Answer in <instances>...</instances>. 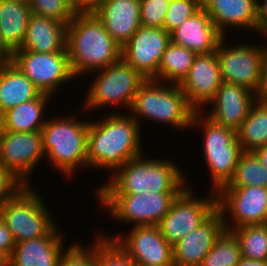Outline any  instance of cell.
I'll return each mask as SVG.
<instances>
[{"instance_id": "6da1fadb", "label": "cell", "mask_w": 267, "mask_h": 266, "mask_svg": "<svg viewBox=\"0 0 267 266\" xmlns=\"http://www.w3.org/2000/svg\"><path fill=\"white\" fill-rule=\"evenodd\" d=\"M66 50L74 76L104 69L121 59V46L94 12L75 13L67 24Z\"/></svg>"}, {"instance_id": "7a4b0ae2", "label": "cell", "mask_w": 267, "mask_h": 266, "mask_svg": "<svg viewBox=\"0 0 267 266\" xmlns=\"http://www.w3.org/2000/svg\"><path fill=\"white\" fill-rule=\"evenodd\" d=\"M137 117L110 115L102 122H89L88 165L117 169L141 155Z\"/></svg>"}, {"instance_id": "3957f363", "label": "cell", "mask_w": 267, "mask_h": 266, "mask_svg": "<svg viewBox=\"0 0 267 266\" xmlns=\"http://www.w3.org/2000/svg\"><path fill=\"white\" fill-rule=\"evenodd\" d=\"M141 158L131 159L117 168V175L98 194L180 193L184 189L182 173L175 164Z\"/></svg>"}, {"instance_id": "277c9868", "label": "cell", "mask_w": 267, "mask_h": 266, "mask_svg": "<svg viewBox=\"0 0 267 266\" xmlns=\"http://www.w3.org/2000/svg\"><path fill=\"white\" fill-rule=\"evenodd\" d=\"M157 83V80L146 79L140 85L130 107L131 111L155 121L170 123L177 128L198 124L199 111L188 104L181 87L178 84L172 88L163 87Z\"/></svg>"}, {"instance_id": "5b68a950", "label": "cell", "mask_w": 267, "mask_h": 266, "mask_svg": "<svg viewBox=\"0 0 267 266\" xmlns=\"http://www.w3.org/2000/svg\"><path fill=\"white\" fill-rule=\"evenodd\" d=\"M66 119V120H65ZM46 121L42 132L43 152L57 169L66 174L77 165L87 164V136L89 123L75 122V118Z\"/></svg>"}, {"instance_id": "8992f818", "label": "cell", "mask_w": 267, "mask_h": 266, "mask_svg": "<svg viewBox=\"0 0 267 266\" xmlns=\"http://www.w3.org/2000/svg\"><path fill=\"white\" fill-rule=\"evenodd\" d=\"M36 195L26 185L0 207V217L15 243L44 237L57 227L54 221L52 223L44 202Z\"/></svg>"}, {"instance_id": "52a82bcc", "label": "cell", "mask_w": 267, "mask_h": 266, "mask_svg": "<svg viewBox=\"0 0 267 266\" xmlns=\"http://www.w3.org/2000/svg\"><path fill=\"white\" fill-rule=\"evenodd\" d=\"M178 194L149 191L142 194H98V197L120 221H134L135 226H157Z\"/></svg>"}, {"instance_id": "ba28073f", "label": "cell", "mask_w": 267, "mask_h": 266, "mask_svg": "<svg viewBox=\"0 0 267 266\" xmlns=\"http://www.w3.org/2000/svg\"><path fill=\"white\" fill-rule=\"evenodd\" d=\"M204 157L215 182L214 193L233 178L238 159L243 152L236 130L219 125L209 117L205 120ZM216 191V192H215Z\"/></svg>"}, {"instance_id": "9c48e42d", "label": "cell", "mask_w": 267, "mask_h": 266, "mask_svg": "<svg viewBox=\"0 0 267 266\" xmlns=\"http://www.w3.org/2000/svg\"><path fill=\"white\" fill-rule=\"evenodd\" d=\"M12 63L42 94L51 95L59 84L75 77L66 49L54 53L15 50Z\"/></svg>"}, {"instance_id": "30bf717a", "label": "cell", "mask_w": 267, "mask_h": 266, "mask_svg": "<svg viewBox=\"0 0 267 266\" xmlns=\"http://www.w3.org/2000/svg\"><path fill=\"white\" fill-rule=\"evenodd\" d=\"M102 70L105 71H101V75L90 88L87 107L98 108L107 104L123 103L130 108L135 94L146 78L122 58Z\"/></svg>"}, {"instance_id": "8fae6325", "label": "cell", "mask_w": 267, "mask_h": 266, "mask_svg": "<svg viewBox=\"0 0 267 266\" xmlns=\"http://www.w3.org/2000/svg\"><path fill=\"white\" fill-rule=\"evenodd\" d=\"M189 189H183L172 202L169 211L158 223L162 236L170 245L176 244L197 229L217 210V195L198 200Z\"/></svg>"}, {"instance_id": "7c38bea8", "label": "cell", "mask_w": 267, "mask_h": 266, "mask_svg": "<svg viewBox=\"0 0 267 266\" xmlns=\"http://www.w3.org/2000/svg\"><path fill=\"white\" fill-rule=\"evenodd\" d=\"M171 42V33L164 28L141 25L121 47V58L146 79H154L162 55Z\"/></svg>"}, {"instance_id": "4fadbf2b", "label": "cell", "mask_w": 267, "mask_h": 266, "mask_svg": "<svg viewBox=\"0 0 267 266\" xmlns=\"http://www.w3.org/2000/svg\"><path fill=\"white\" fill-rule=\"evenodd\" d=\"M223 39L224 37L216 48L222 80L243 86L251 92L256 91V95H259L263 48L239 45L226 49L222 45Z\"/></svg>"}, {"instance_id": "5bb4252c", "label": "cell", "mask_w": 267, "mask_h": 266, "mask_svg": "<svg viewBox=\"0 0 267 266\" xmlns=\"http://www.w3.org/2000/svg\"><path fill=\"white\" fill-rule=\"evenodd\" d=\"M44 155L42 132L3 131L0 139V164L25 185L26 175Z\"/></svg>"}, {"instance_id": "9a60e30c", "label": "cell", "mask_w": 267, "mask_h": 266, "mask_svg": "<svg viewBox=\"0 0 267 266\" xmlns=\"http://www.w3.org/2000/svg\"><path fill=\"white\" fill-rule=\"evenodd\" d=\"M129 236L114 240L139 266H174L173 246L160 233L158 226H133Z\"/></svg>"}, {"instance_id": "2e32d148", "label": "cell", "mask_w": 267, "mask_h": 266, "mask_svg": "<svg viewBox=\"0 0 267 266\" xmlns=\"http://www.w3.org/2000/svg\"><path fill=\"white\" fill-rule=\"evenodd\" d=\"M216 194L217 209L222 215H226V209L234 215L236 224L233 229L263 224L267 208V187H222Z\"/></svg>"}, {"instance_id": "e0dca14e", "label": "cell", "mask_w": 267, "mask_h": 266, "mask_svg": "<svg viewBox=\"0 0 267 266\" xmlns=\"http://www.w3.org/2000/svg\"><path fill=\"white\" fill-rule=\"evenodd\" d=\"M223 80L217 53L197 54L188 75L179 84L188 104L198 111V106L214 98Z\"/></svg>"}, {"instance_id": "ac0fdd59", "label": "cell", "mask_w": 267, "mask_h": 266, "mask_svg": "<svg viewBox=\"0 0 267 266\" xmlns=\"http://www.w3.org/2000/svg\"><path fill=\"white\" fill-rule=\"evenodd\" d=\"M225 217L217 209L197 229L173 245L174 266H200L216 239L225 230Z\"/></svg>"}, {"instance_id": "d6986e66", "label": "cell", "mask_w": 267, "mask_h": 266, "mask_svg": "<svg viewBox=\"0 0 267 266\" xmlns=\"http://www.w3.org/2000/svg\"><path fill=\"white\" fill-rule=\"evenodd\" d=\"M251 95L253 93L247 88L223 81L210 101L216 103L209 118L219 125L237 130L255 102Z\"/></svg>"}, {"instance_id": "ffe728a7", "label": "cell", "mask_w": 267, "mask_h": 266, "mask_svg": "<svg viewBox=\"0 0 267 266\" xmlns=\"http://www.w3.org/2000/svg\"><path fill=\"white\" fill-rule=\"evenodd\" d=\"M94 13L121 47L141 26L140 0H104Z\"/></svg>"}, {"instance_id": "44dd1931", "label": "cell", "mask_w": 267, "mask_h": 266, "mask_svg": "<svg viewBox=\"0 0 267 266\" xmlns=\"http://www.w3.org/2000/svg\"><path fill=\"white\" fill-rule=\"evenodd\" d=\"M223 37L203 8L171 32V41L174 44L197 54L215 52Z\"/></svg>"}, {"instance_id": "7402d4cb", "label": "cell", "mask_w": 267, "mask_h": 266, "mask_svg": "<svg viewBox=\"0 0 267 266\" xmlns=\"http://www.w3.org/2000/svg\"><path fill=\"white\" fill-rule=\"evenodd\" d=\"M61 244L56 228L44 237L17 242L6 266H58Z\"/></svg>"}, {"instance_id": "603a6c76", "label": "cell", "mask_w": 267, "mask_h": 266, "mask_svg": "<svg viewBox=\"0 0 267 266\" xmlns=\"http://www.w3.org/2000/svg\"><path fill=\"white\" fill-rule=\"evenodd\" d=\"M67 24L55 20L31 14L24 43L17 50L34 52H63L66 49Z\"/></svg>"}, {"instance_id": "cb8c5ba5", "label": "cell", "mask_w": 267, "mask_h": 266, "mask_svg": "<svg viewBox=\"0 0 267 266\" xmlns=\"http://www.w3.org/2000/svg\"><path fill=\"white\" fill-rule=\"evenodd\" d=\"M257 0H208L202 7L217 30L224 35L225 25L258 30Z\"/></svg>"}, {"instance_id": "d4e9b609", "label": "cell", "mask_w": 267, "mask_h": 266, "mask_svg": "<svg viewBox=\"0 0 267 266\" xmlns=\"http://www.w3.org/2000/svg\"><path fill=\"white\" fill-rule=\"evenodd\" d=\"M31 14L29 4L0 0V37L11 52L22 47Z\"/></svg>"}, {"instance_id": "484cf974", "label": "cell", "mask_w": 267, "mask_h": 266, "mask_svg": "<svg viewBox=\"0 0 267 266\" xmlns=\"http://www.w3.org/2000/svg\"><path fill=\"white\" fill-rule=\"evenodd\" d=\"M41 92L11 62L0 68V114L23 102L36 99Z\"/></svg>"}, {"instance_id": "4316f807", "label": "cell", "mask_w": 267, "mask_h": 266, "mask_svg": "<svg viewBox=\"0 0 267 266\" xmlns=\"http://www.w3.org/2000/svg\"><path fill=\"white\" fill-rule=\"evenodd\" d=\"M50 95L40 94L36 99L23 102L2 113L4 131H41L46 121H40L46 100Z\"/></svg>"}, {"instance_id": "83f0119b", "label": "cell", "mask_w": 267, "mask_h": 266, "mask_svg": "<svg viewBox=\"0 0 267 266\" xmlns=\"http://www.w3.org/2000/svg\"><path fill=\"white\" fill-rule=\"evenodd\" d=\"M244 120L236 130L237 140L244 152H254L267 145V100L258 99Z\"/></svg>"}, {"instance_id": "f1b7e54d", "label": "cell", "mask_w": 267, "mask_h": 266, "mask_svg": "<svg viewBox=\"0 0 267 266\" xmlns=\"http://www.w3.org/2000/svg\"><path fill=\"white\" fill-rule=\"evenodd\" d=\"M196 56L197 53L188 48L176 45L171 41L162 55L158 67V74L154 80L158 81L162 77L161 79L165 80L166 78L174 82L171 87L175 83L179 85L188 75Z\"/></svg>"}, {"instance_id": "f546056e", "label": "cell", "mask_w": 267, "mask_h": 266, "mask_svg": "<svg viewBox=\"0 0 267 266\" xmlns=\"http://www.w3.org/2000/svg\"><path fill=\"white\" fill-rule=\"evenodd\" d=\"M267 187V167L254 152H242L229 183L223 187Z\"/></svg>"}, {"instance_id": "4dcf8cb0", "label": "cell", "mask_w": 267, "mask_h": 266, "mask_svg": "<svg viewBox=\"0 0 267 266\" xmlns=\"http://www.w3.org/2000/svg\"><path fill=\"white\" fill-rule=\"evenodd\" d=\"M225 230L238 238L242 257L267 261V225H245L232 230L225 221Z\"/></svg>"}, {"instance_id": "1f68e13d", "label": "cell", "mask_w": 267, "mask_h": 266, "mask_svg": "<svg viewBox=\"0 0 267 266\" xmlns=\"http://www.w3.org/2000/svg\"><path fill=\"white\" fill-rule=\"evenodd\" d=\"M241 257L238 238L232 231L224 230L200 266H236Z\"/></svg>"}, {"instance_id": "d6a6232c", "label": "cell", "mask_w": 267, "mask_h": 266, "mask_svg": "<svg viewBox=\"0 0 267 266\" xmlns=\"http://www.w3.org/2000/svg\"><path fill=\"white\" fill-rule=\"evenodd\" d=\"M97 240L96 266H135L136 264L113 239Z\"/></svg>"}, {"instance_id": "836d02e7", "label": "cell", "mask_w": 267, "mask_h": 266, "mask_svg": "<svg viewBox=\"0 0 267 266\" xmlns=\"http://www.w3.org/2000/svg\"><path fill=\"white\" fill-rule=\"evenodd\" d=\"M31 12L35 15L53 18L68 24L75 12L63 0H31Z\"/></svg>"}, {"instance_id": "e575fe53", "label": "cell", "mask_w": 267, "mask_h": 266, "mask_svg": "<svg viewBox=\"0 0 267 266\" xmlns=\"http://www.w3.org/2000/svg\"><path fill=\"white\" fill-rule=\"evenodd\" d=\"M201 8L202 7L194 0H170L164 20V29L171 33Z\"/></svg>"}, {"instance_id": "d590c367", "label": "cell", "mask_w": 267, "mask_h": 266, "mask_svg": "<svg viewBox=\"0 0 267 266\" xmlns=\"http://www.w3.org/2000/svg\"><path fill=\"white\" fill-rule=\"evenodd\" d=\"M170 0H140L141 25L164 28V20Z\"/></svg>"}, {"instance_id": "8d00e7d4", "label": "cell", "mask_w": 267, "mask_h": 266, "mask_svg": "<svg viewBox=\"0 0 267 266\" xmlns=\"http://www.w3.org/2000/svg\"><path fill=\"white\" fill-rule=\"evenodd\" d=\"M65 252L61 254L58 266H96L97 242L90 252L74 244Z\"/></svg>"}, {"instance_id": "74e56055", "label": "cell", "mask_w": 267, "mask_h": 266, "mask_svg": "<svg viewBox=\"0 0 267 266\" xmlns=\"http://www.w3.org/2000/svg\"><path fill=\"white\" fill-rule=\"evenodd\" d=\"M24 186L26 185L21 180L0 164V207Z\"/></svg>"}, {"instance_id": "f35d334b", "label": "cell", "mask_w": 267, "mask_h": 266, "mask_svg": "<svg viewBox=\"0 0 267 266\" xmlns=\"http://www.w3.org/2000/svg\"><path fill=\"white\" fill-rule=\"evenodd\" d=\"M15 240L0 217V255L7 261L15 248Z\"/></svg>"}, {"instance_id": "ab89813d", "label": "cell", "mask_w": 267, "mask_h": 266, "mask_svg": "<svg viewBox=\"0 0 267 266\" xmlns=\"http://www.w3.org/2000/svg\"><path fill=\"white\" fill-rule=\"evenodd\" d=\"M258 99L267 100V49H263L261 87L259 90Z\"/></svg>"}, {"instance_id": "60d3db41", "label": "cell", "mask_w": 267, "mask_h": 266, "mask_svg": "<svg viewBox=\"0 0 267 266\" xmlns=\"http://www.w3.org/2000/svg\"><path fill=\"white\" fill-rule=\"evenodd\" d=\"M258 30L267 32V0L263 5L257 3Z\"/></svg>"}, {"instance_id": "b9f144b4", "label": "cell", "mask_w": 267, "mask_h": 266, "mask_svg": "<svg viewBox=\"0 0 267 266\" xmlns=\"http://www.w3.org/2000/svg\"><path fill=\"white\" fill-rule=\"evenodd\" d=\"M104 0H79V13L95 12Z\"/></svg>"}, {"instance_id": "7bdbcfd3", "label": "cell", "mask_w": 267, "mask_h": 266, "mask_svg": "<svg viewBox=\"0 0 267 266\" xmlns=\"http://www.w3.org/2000/svg\"><path fill=\"white\" fill-rule=\"evenodd\" d=\"M12 62V52L3 43L0 37V68Z\"/></svg>"}, {"instance_id": "ee69618b", "label": "cell", "mask_w": 267, "mask_h": 266, "mask_svg": "<svg viewBox=\"0 0 267 266\" xmlns=\"http://www.w3.org/2000/svg\"><path fill=\"white\" fill-rule=\"evenodd\" d=\"M236 266H267V261L241 257Z\"/></svg>"}, {"instance_id": "f6af8a7d", "label": "cell", "mask_w": 267, "mask_h": 266, "mask_svg": "<svg viewBox=\"0 0 267 266\" xmlns=\"http://www.w3.org/2000/svg\"><path fill=\"white\" fill-rule=\"evenodd\" d=\"M254 153L259 158L264 167H267V145L256 149Z\"/></svg>"}, {"instance_id": "bcb514c9", "label": "cell", "mask_w": 267, "mask_h": 266, "mask_svg": "<svg viewBox=\"0 0 267 266\" xmlns=\"http://www.w3.org/2000/svg\"><path fill=\"white\" fill-rule=\"evenodd\" d=\"M75 12L79 13V0H63Z\"/></svg>"}, {"instance_id": "7dc6e473", "label": "cell", "mask_w": 267, "mask_h": 266, "mask_svg": "<svg viewBox=\"0 0 267 266\" xmlns=\"http://www.w3.org/2000/svg\"><path fill=\"white\" fill-rule=\"evenodd\" d=\"M4 128H3V118H2V114H0V139L2 137Z\"/></svg>"}, {"instance_id": "c3c4849f", "label": "cell", "mask_w": 267, "mask_h": 266, "mask_svg": "<svg viewBox=\"0 0 267 266\" xmlns=\"http://www.w3.org/2000/svg\"><path fill=\"white\" fill-rule=\"evenodd\" d=\"M196 1L201 7H203L208 0H194Z\"/></svg>"}, {"instance_id": "681fc988", "label": "cell", "mask_w": 267, "mask_h": 266, "mask_svg": "<svg viewBox=\"0 0 267 266\" xmlns=\"http://www.w3.org/2000/svg\"><path fill=\"white\" fill-rule=\"evenodd\" d=\"M0 266H6V260L0 255Z\"/></svg>"}, {"instance_id": "f907efd6", "label": "cell", "mask_w": 267, "mask_h": 266, "mask_svg": "<svg viewBox=\"0 0 267 266\" xmlns=\"http://www.w3.org/2000/svg\"><path fill=\"white\" fill-rule=\"evenodd\" d=\"M12 1L26 3V4H30V2H31V0H12Z\"/></svg>"}, {"instance_id": "816d5d0a", "label": "cell", "mask_w": 267, "mask_h": 266, "mask_svg": "<svg viewBox=\"0 0 267 266\" xmlns=\"http://www.w3.org/2000/svg\"><path fill=\"white\" fill-rule=\"evenodd\" d=\"M263 225H267V208H266V212L263 218Z\"/></svg>"}]
</instances>
